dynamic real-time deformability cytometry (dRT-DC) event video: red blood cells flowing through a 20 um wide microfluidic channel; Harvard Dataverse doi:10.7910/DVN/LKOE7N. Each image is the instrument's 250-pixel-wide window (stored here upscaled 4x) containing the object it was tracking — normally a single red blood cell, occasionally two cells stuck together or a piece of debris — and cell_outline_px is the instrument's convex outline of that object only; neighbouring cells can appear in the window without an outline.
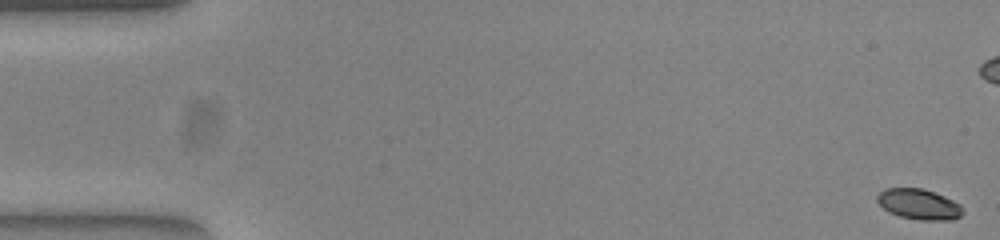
{"species": "common noctule bat (a hibernating species)", "species_latin": "Nyctalus noctula", "temperature_condition": "warm", "stored_images_in_passage": 54, "camera_frame_rate_fps": 3000, "um_per_image_px": 0.085, "animal": {"sex": "female", "body_mass_g": 23.0, "forearm_length_mm": 53.4}, "frame": {"image": 1, "passage_image": 1, "time_ms": 0.0, "image_size_px": [1000, 240], "cell_outline_px": [[964, 212], [960, 216], [952, 220], [920, 220], [900, 216], [888, 212], [876, 200], [876, 196], [884, 188], [924, 188], [944, 196], [960, 204], [964, 208]], "centroid_in_image_um": [78.12, 17.35], "position_along_channel_um": 6.9, "area_um2": 15.32}}
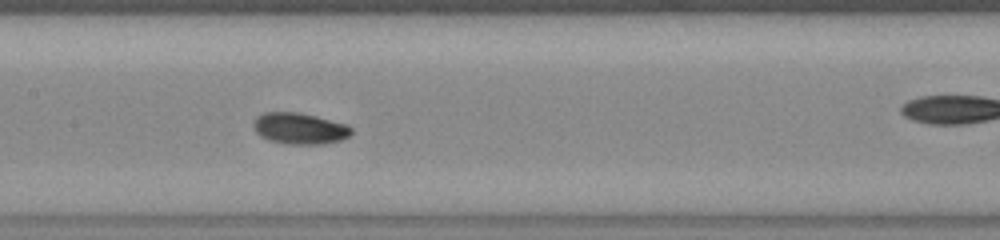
{"frame": {"image": 2, "passage_image": 26, "time_ms": 8.333, "image_size_px": [1000, 240], "cell_outline_px": [[352, 132], [348, 136], [340, 140], [324, 144], [292, 144], [268, 140], [260, 136], [256, 132], [252, 124], [256, 116], [264, 112], [300, 112], [348, 124], [352, 128]], "centroid_in_image_um": [25.46, 10.91], "position_along_channel_um": 181.9, "area_um2": 17.98}}
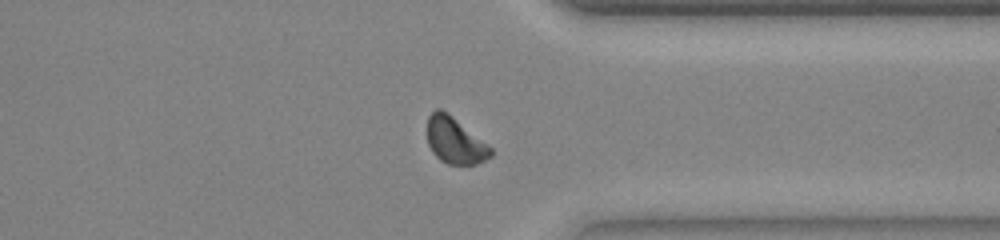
{"frame": {"image": 3, "passage_image": 41, "time_ms": 13.333, "image_size_px": [1000, 240], "cell_outline_px": [[492, 156], [476, 164], [448, 164], [440, 160], [432, 152], [428, 144], [428, 116], [436, 108], [440, 108], [448, 112], [488, 144], [492, 148]], "centroid_in_image_um": [38.67, 11.93], "position_along_channel_um": 372.7, "area_um2": 17.17}, "authors_computed_cell_mechanics": {"area_um2": 16.9065, "velocity_mm_per_s": 3.8894, "shape_relaxation_time_tau1_ms": 1.583, "shape_relaxation_time_tau2_ms": null, "deformation_change_tau1": 0.0916, "deformation_change_tau2": null}}